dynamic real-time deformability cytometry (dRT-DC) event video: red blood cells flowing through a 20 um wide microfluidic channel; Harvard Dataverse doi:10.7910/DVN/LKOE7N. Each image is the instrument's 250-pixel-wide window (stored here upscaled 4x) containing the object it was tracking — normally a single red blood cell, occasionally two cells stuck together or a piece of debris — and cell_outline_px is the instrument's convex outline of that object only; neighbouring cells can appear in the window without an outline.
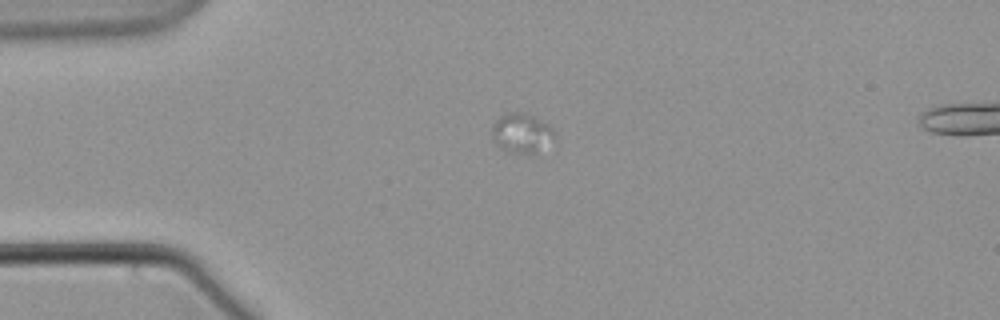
{"species": "common noctule bat (a hibernating species)", "species_latin": "Nyctalus noctula", "temperature_condition": "warm", "stored_images_in_passage": 13, "camera_frame_rate_fps": 3000, "um_per_image_px": 0.085, "animal": {"sex": "male", "body_mass_g": 21.5, "forearm_length_mm": 52.0}, "frame": {"image": 1, "passage_image": 1, "time_ms": 0.0, "image_size_px": [1000, 320], "cell_outline_px": [[556, 144], [532, 152], [508, 152], [500, 148], [496, 144], [492, 136], [492, 128], [496, 120], [504, 112], [520, 112], [532, 116], [548, 124], [556, 132]], "centroid_in_image_um": [44.39, 11.31], "position_along_channel_um": 40.6, "area_um2": 14.57}}
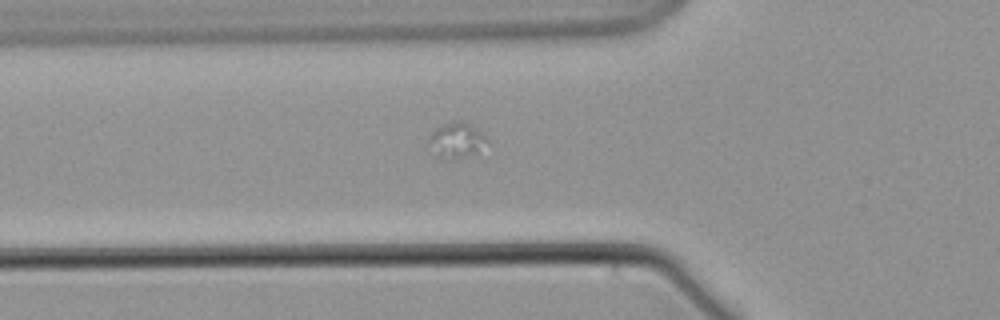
{"frame": {"image": 2, "passage_image": 8, "time_ms": 2.333, "image_size_px": [1000, 320], "cell_outline_px": [[488, 140], [476, 152], [448, 160], [444, 160], [436, 156], [428, 144], [428, 136], [436, 128], [452, 120], [460, 120], [476, 128]], "centroid_in_image_um": [38.72, 11.91], "position_along_channel_um": 87.1, "area_um2": 11.79}}